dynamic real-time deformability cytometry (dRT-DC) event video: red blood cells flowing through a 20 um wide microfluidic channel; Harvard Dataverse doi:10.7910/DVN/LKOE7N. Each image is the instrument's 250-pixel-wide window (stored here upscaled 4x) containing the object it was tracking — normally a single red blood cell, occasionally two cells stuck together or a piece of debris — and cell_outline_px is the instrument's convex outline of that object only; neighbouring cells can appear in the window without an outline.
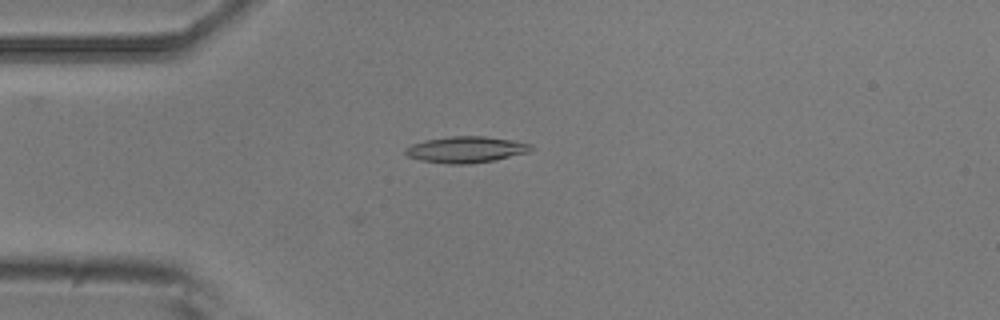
{"species": "common noctule bat (a hibernating species)", "species_latin": "Nyctalus noctula", "temperature_condition": "room temperature", "stored_images_in_passage": 35, "camera_frame_rate_fps": 3000, "um_per_image_px": 0.085, "animal": {"sex": "male", "body_mass_g": 20.5, "forearm_length_mm": 52.5}, "frame": {"image": 1, "passage_image": 2, "time_ms": 0.333, "image_size_px": [1000, 320], "cell_outline_px": [[532, 148], [528, 152], [492, 160], [468, 164], [448, 164], [420, 160], [408, 156], [404, 152], [404, 148], [412, 144], [424, 140], [452, 136], [484, 136], [512, 140], [532, 144]], "centroid_in_image_um": [39.56, 12.7], "position_along_channel_um": 45.4, "area_um2": 19.07}}
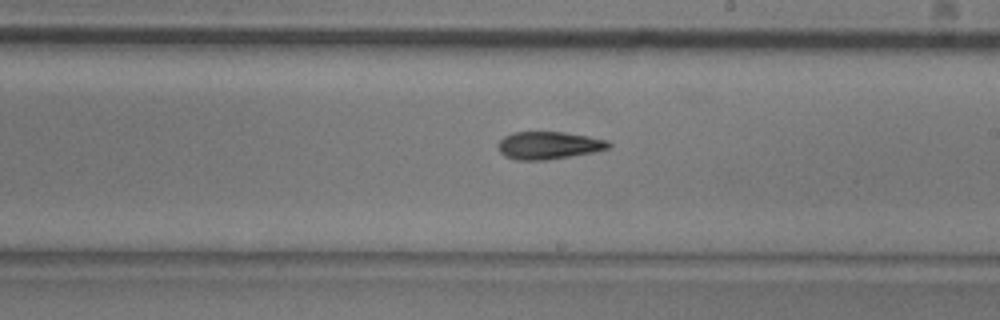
{"frame": {"image": 2, "passage_image": 19, "time_ms": 6.0, "image_size_px": [1000, 320], "cell_outline_px": [[612, 144], [608, 148], [592, 152], [544, 160], [516, 160], [504, 156], [500, 152], [500, 140], [504, 136], [512, 132], [564, 132], [588, 136], [608, 140]], "centroid_in_image_um": [46.63, 12.35], "position_along_channel_um": 242.4, "area_um2": 17.57}}
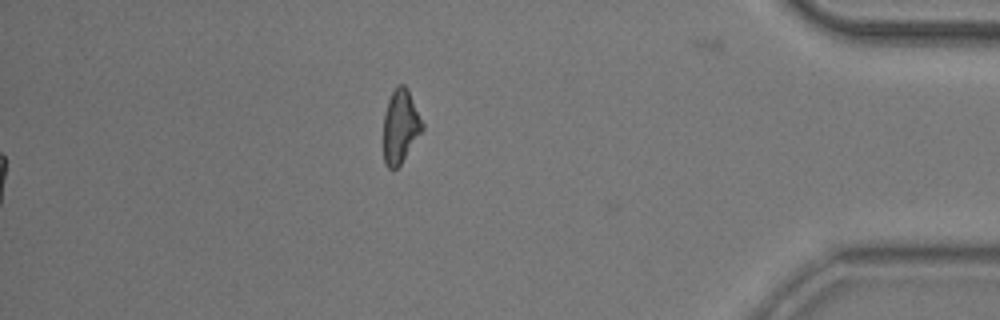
{"frame": {"image": 3, "passage_image": 35, "time_ms": 11.333, "image_size_px": [1000, 320], "cell_outline_px": [[424, 128], [400, 164], [396, 168], [388, 168], [384, 164], [384, 116], [388, 100], [396, 84], [404, 84], [408, 88], [424, 124]], "centroid_in_image_um": [34.04, 10.7], "position_along_channel_um": 401.2, "area_um2": 16.59}, "authors_computed_cell_mechanics": {"area_um2": 17.8602, "velocity_mm_per_s": 3.7378, "shape_relaxation_time_tau1_ms": 5.7433, "shape_relaxation_time_tau2_ms": 3.9408, "deformation_change_tau1": 0.1825, "deformation_change_tau2": 0.1235}}